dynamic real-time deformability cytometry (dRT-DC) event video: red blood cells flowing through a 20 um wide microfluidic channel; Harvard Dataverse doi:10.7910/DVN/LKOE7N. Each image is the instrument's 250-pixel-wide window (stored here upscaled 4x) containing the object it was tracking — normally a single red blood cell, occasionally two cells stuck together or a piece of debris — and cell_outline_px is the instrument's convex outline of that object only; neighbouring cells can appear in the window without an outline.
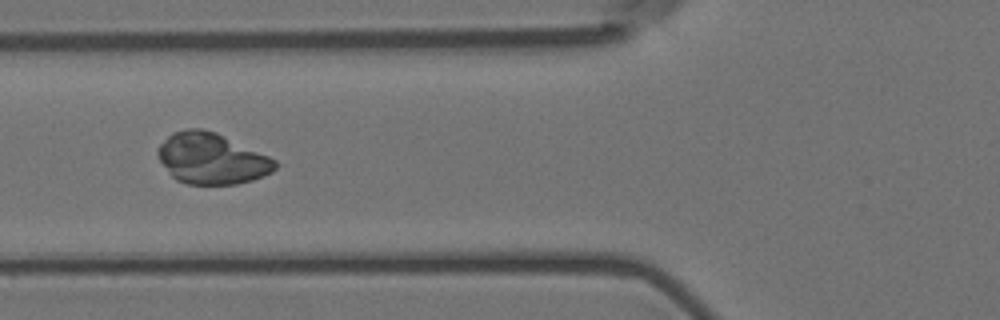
{"species": "Egyptian fruit bat (a non-hibernating species)", "species_latin": "Rousettus aegyptiacus", "temperature_condition": "room temperature", "stored_images_in_passage": 54, "camera_frame_rate_fps": 3000, "um_per_image_px": 0.085, "animal": {"sex": "female"}, "frame": {"image": 1, "passage_image": 19, "time_ms": 6.0, "image_size_px": [1000, 320], "cell_outline_px": [[280, 164], [272, 172], [264, 176], [252, 180], [236, 184], [188, 184], [176, 180], [172, 176], [160, 160], [156, 152], [160, 144], [172, 132], [188, 128], [200, 128], [216, 132], [268, 156], [276, 160]], "centroid_in_image_um": [18.0, 13.48], "position_along_channel_um": 107.8, "area_um2": 34.74}}
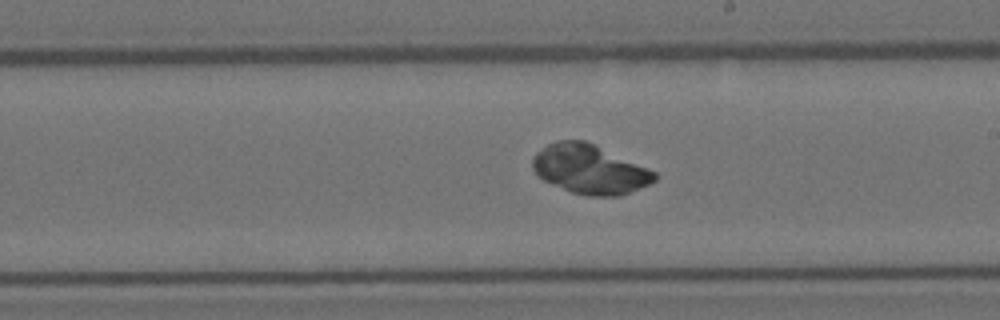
{"frame": {"image": 2, "passage_image": 30, "time_ms": 9.667, "image_size_px": [1000, 320], "cell_outline_px": [[660, 176], [656, 180], [648, 184], [620, 196], [588, 196], [572, 192], [552, 184], [544, 180], [532, 168], [532, 156], [536, 152], [548, 144], [556, 140], [584, 140], [648, 168], [656, 172]], "centroid_in_image_um": [50.12, 14.39], "position_along_channel_um": 238.9, "area_um2": 34.74}}
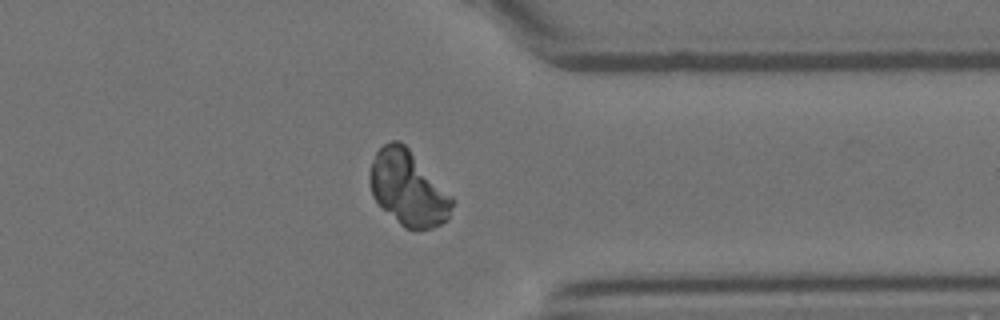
{"frame": {"image": 3, "passage_image": 42, "time_ms": 13.667, "image_size_px": [1000, 320], "cell_outline_px": [[456, 200], [448, 220], [432, 228], [404, 228], [372, 196], [368, 180], [368, 172], [376, 152], [384, 144], [392, 140], [400, 140], [408, 148]], "centroid_in_image_um": [34.7, 15.99], "position_along_channel_um": 376.7, "area_um2": 35.72}}